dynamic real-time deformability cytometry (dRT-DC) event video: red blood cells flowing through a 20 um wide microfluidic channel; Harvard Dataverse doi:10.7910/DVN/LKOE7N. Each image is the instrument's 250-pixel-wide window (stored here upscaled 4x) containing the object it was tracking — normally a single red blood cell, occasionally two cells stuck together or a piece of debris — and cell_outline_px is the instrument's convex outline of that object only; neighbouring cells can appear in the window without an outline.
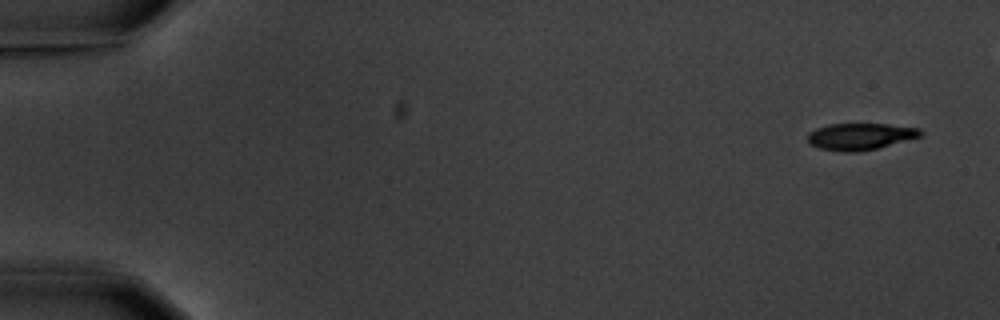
{"species": "common noctule bat (a hibernating species)", "species_latin": "Nyctalus noctula", "temperature_condition": "warm", "stored_images_in_passage": 4, "camera_frame_rate_fps": 3000, "um_per_image_px": 0.085, "animal": {"sex": "male", "body_mass_g": 20.1, "forearm_length_mm": 53.5}, "frame": {"image": 1, "passage_image": 1, "time_ms": 0.0, "image_size_px": [1000, 320], "cell_outline_px": [[924, 136], [876, 148], [856, 152], [844, 152], [820, 148], [812, 144], [808, 140], [808, 132], [816, 128], [828, 124], [888, 124], [920, 128], [924, 132]], "centroid_in_image_um": [73.17, 11.59], "position_along_channel_um": 11.8, "area_um2": 17.57}}